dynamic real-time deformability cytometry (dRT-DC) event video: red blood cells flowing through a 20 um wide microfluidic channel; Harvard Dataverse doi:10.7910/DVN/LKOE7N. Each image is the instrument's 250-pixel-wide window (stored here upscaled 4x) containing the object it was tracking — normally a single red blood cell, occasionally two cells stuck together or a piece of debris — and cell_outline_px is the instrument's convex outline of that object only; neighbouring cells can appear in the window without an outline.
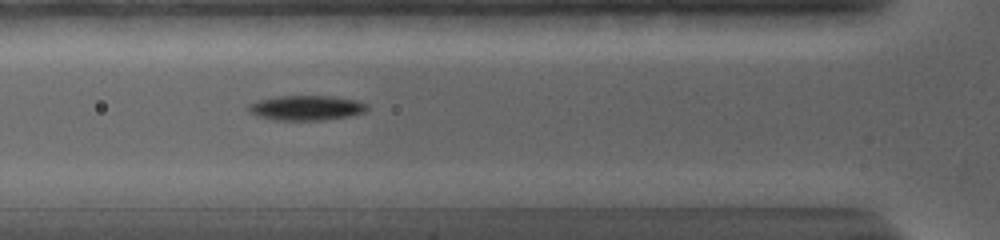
{"species": "common noctule bat (a hibernating species)", "species_latin": "Nyctalus noctula", "temperature_condition": "warm", "stored_images_in_passage": 15, "camera_frame_rate_fps": 5000, "um_per_image_px": 0.085, "animal": {"sex": "female", "body_mass_g": 19.0, "forearm_length_mm": 56.7}, "frame": {"image": 1, "passage_image": 6, "time_ms": 4.4, "image_size_px": [1000, 240], "cell_outline_px": [[368, 108], [364, 112], [352, 116], [324, 120], [272, 120], [256, 116], [248, 112], [248, 104], [256, 100], [280, 96], [332, 96], [356, 100], [368, 104]], "centroid_in_image_um": [26.01, 9.17], "position_along_channel_um": 99.8, "area_um2": 17.46}}
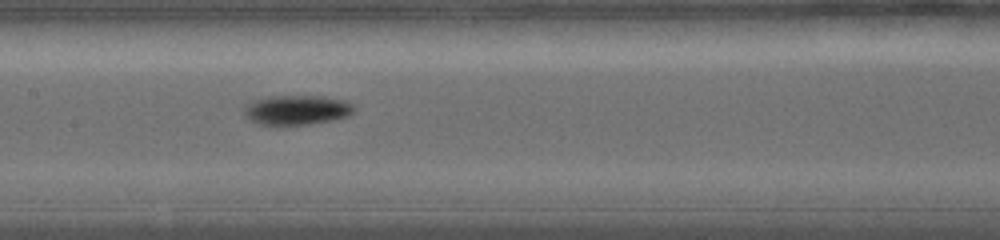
{"frame": {"image": 2, "passage_image": 9, "time_ms": 6.6, "image_size_px": [1000, 240], "cell_outline_px": [[352, 112], [348, 116], [332, 120], [308, 124], [260, 124], [252, 120], [244, 112], [244, 108], [248, 104], [256, 100], [268, 96], [320, 96], [348, 100], [352, 104]], "centroid_in_image_um": [25.27, 9.33], "position_along_channel_um": 182.1, "area_um2": 18.55}}
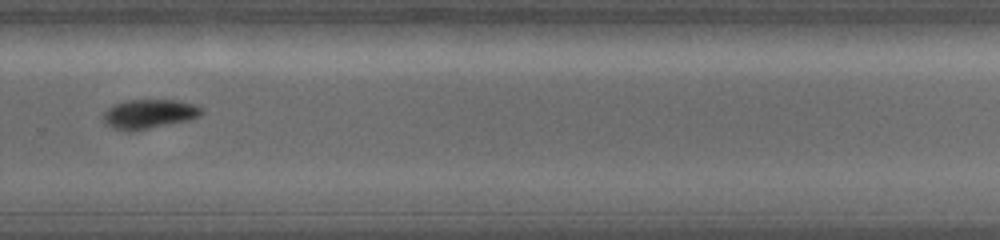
{"frame": {"image": 3, "passage_image": 14, "time_ms": 10.2, "image_size_px": [1000, 240], "cell_outline_px": [[200, 116], [192, 120], [132, 132], [128, 132], [112, 128], [104, 124], [104, 112], [108, 108], [116, 104], [128, 100], [180, 100], [192, 104], [200, 108]], "centroid_in_image_um": [12.65, 9.71], "position_along_channel_um": 317.1, "area_um2": 16.88}}